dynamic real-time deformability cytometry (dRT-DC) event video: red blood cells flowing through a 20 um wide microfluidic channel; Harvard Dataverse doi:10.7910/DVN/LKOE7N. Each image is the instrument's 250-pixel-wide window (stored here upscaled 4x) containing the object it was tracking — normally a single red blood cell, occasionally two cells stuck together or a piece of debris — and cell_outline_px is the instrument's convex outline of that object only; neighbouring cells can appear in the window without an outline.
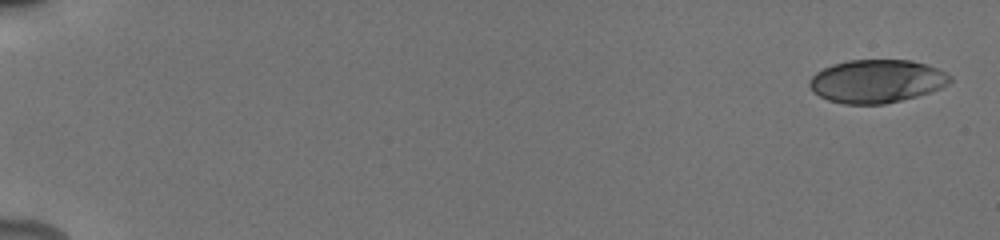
{"species": "human", "species_latin": "Homo sapiens", "temperature_condition": "cold", "stored_images_in_passage": 10, "camera_frame_rate_fps": 3000, "um_per_image_px": 0.085, "donor": {"sex": "male"}, "frame": {"image": 1, "passage_image": 1, "time_ms": 0.0, "image_size_px": [1000, 240], "cell_outline_px": [[952, 80], [948, 84], [940, 88], [916, 96], [884, 104], [844, 104], [828, 100], [812, 92], [808, 84], [808, 80], [816, 72], [832, 64], [848, 60], [912, 60], [936, 68], [952, 76]], "centroid_in_image_um": [74.48, 6.9], "position_along_channel_um": 10.5, "area_um2": 35.32}}
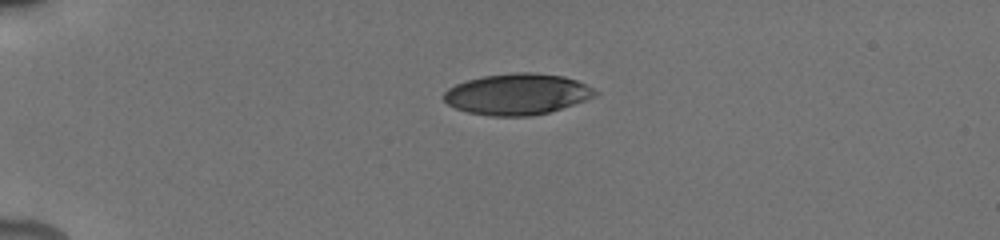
{"frame": {"image": 2, "passage_image": 7, "time_ms": 4.333, "image_size_px": [1000, 240], "cell_outline_px": [[600, 92], [596, 96], [548, 112], [532, 116], [492, 116], [468, 112], [456, 108], [448, 104], [440, 96], [448, 88], [456, 84], [468, 80], [484, 76], [516, 72], [532, 72], [564, 76], [576, 80]], "centroid_in_image_um": [43.94, 8.0], "position_along_channel_um": 41.1, "area_um2": 36.07}}